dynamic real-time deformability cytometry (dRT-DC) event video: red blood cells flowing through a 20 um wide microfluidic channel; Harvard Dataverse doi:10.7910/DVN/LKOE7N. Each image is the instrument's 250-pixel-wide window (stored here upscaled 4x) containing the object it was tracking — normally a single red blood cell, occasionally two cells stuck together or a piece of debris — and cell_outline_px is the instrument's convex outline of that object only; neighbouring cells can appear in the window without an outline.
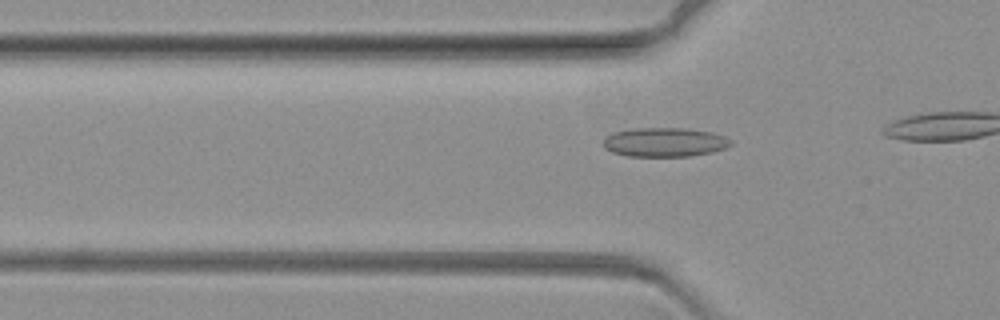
{"species": "common noctule bat (a hibernating species)", "species_latin": "Nyctalus noctula", "temperature_condition": "warm", "stored_images_in_passage": 6, "camera_frame_rate_fps": 3000, "um_per_image_px": 0.085, "animal": {"sex": "female", "body_mass_g": 19.3, "forearm_length_mm": 54.1}, "frame": {"image": 1, "passage_image": 2, "time_ms": 0.333, "image_size_px": [1000, 320], "cell_outline_px": [[732, 144], [724, 148], [712, 152], [688, 156], [628, 156], [612, 152], [604, 148], [604, 136], [612, 132], [632, 128], [684, 128], [712, 132], [724, 136], [732, 140]], "centroid_in_image_um": [56.46, 12.08], "position_along_channel_um": 69.3, "area_um2": 21.73}}